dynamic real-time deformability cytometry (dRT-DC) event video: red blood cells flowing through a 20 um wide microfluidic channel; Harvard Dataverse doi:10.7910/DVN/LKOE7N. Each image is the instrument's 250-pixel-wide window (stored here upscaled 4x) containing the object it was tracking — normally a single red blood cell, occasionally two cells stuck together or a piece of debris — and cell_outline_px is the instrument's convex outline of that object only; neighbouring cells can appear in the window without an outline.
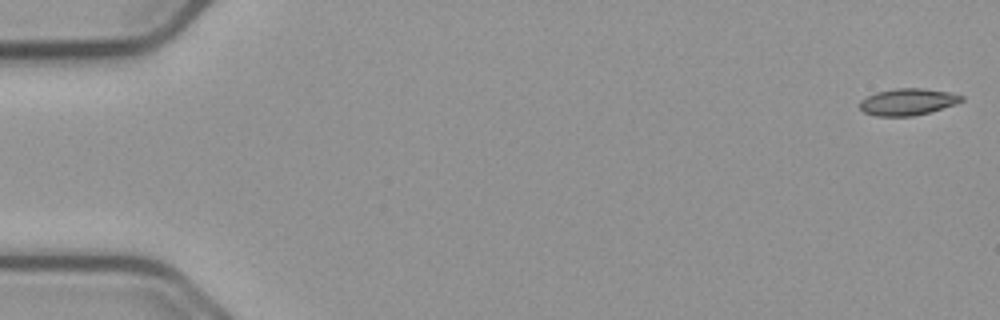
{"species": "common noctule bat (a hibernating species)", "species_latin": "Nyctalus noctula", "temperature_condition": "cold", "stored_images_in_passage": 10, "camera_frame_rate_fps": 3000, "um_per_image_px": 0.085, "animal": {"sex": "male", "body_mass_g": 23.1, "forearm_length_mm": 52.7}, "frame": {"image": 1, "passage_image": 1, "time_ms": 0.0, "image_size_px": [1000, 320], "cell_outline_px": [[964, 100], [956, 104], [928, 112], [912, 116], [876, 116], [864, 112], [860, 108], [860, 100], [876, 92], [896, 88], [924, 88], [948, 92], [964, 96]], "centroid_in_image_um": [77.15, 8.65], "position_along_channel_um": 7.8, "area_um2": 15.78}}